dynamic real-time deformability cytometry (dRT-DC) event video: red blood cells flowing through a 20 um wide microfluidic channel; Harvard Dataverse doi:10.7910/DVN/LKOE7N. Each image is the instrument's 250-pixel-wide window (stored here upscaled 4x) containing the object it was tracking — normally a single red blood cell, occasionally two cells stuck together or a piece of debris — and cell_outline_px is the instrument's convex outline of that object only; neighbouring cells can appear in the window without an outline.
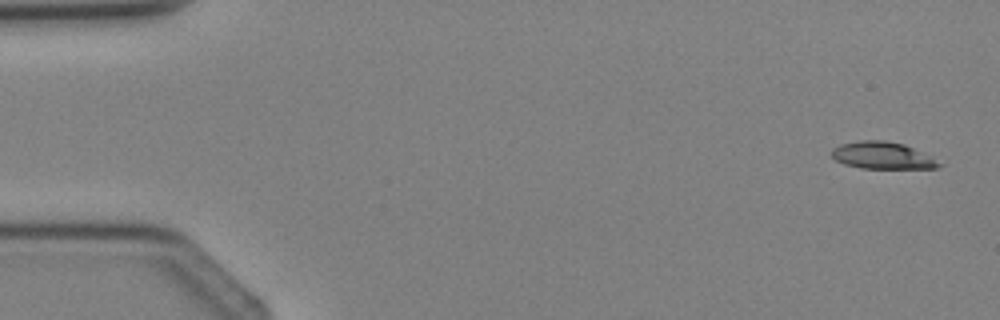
{"species": "Egyptian fruit bat (a non-hibernating species)", "species_latin": "Rousettus aegyptiacus", "temperature_condition": "cold", "stored_images_in_passage": 4, "camera_frame_rate_fps": 3000, "um_per_image_px": 0.085, "animal": {"sex": "female"}, "frame": {"image": 1, "passage_image": 1, "time_ms": 0.0, "image_size_px": [1000, 320], "cell_outline_px": [[944, 164], [940, 168], [860, 168], [844, 164], [836, 160], [832, 156], [832, 148], [840, 144], [860, 140], [884, 140], [904, 144]], "centroid_in_image_um": [74.98, 13.21], "position_along_channel_um": 10.0, "area_um2": 16.76}}